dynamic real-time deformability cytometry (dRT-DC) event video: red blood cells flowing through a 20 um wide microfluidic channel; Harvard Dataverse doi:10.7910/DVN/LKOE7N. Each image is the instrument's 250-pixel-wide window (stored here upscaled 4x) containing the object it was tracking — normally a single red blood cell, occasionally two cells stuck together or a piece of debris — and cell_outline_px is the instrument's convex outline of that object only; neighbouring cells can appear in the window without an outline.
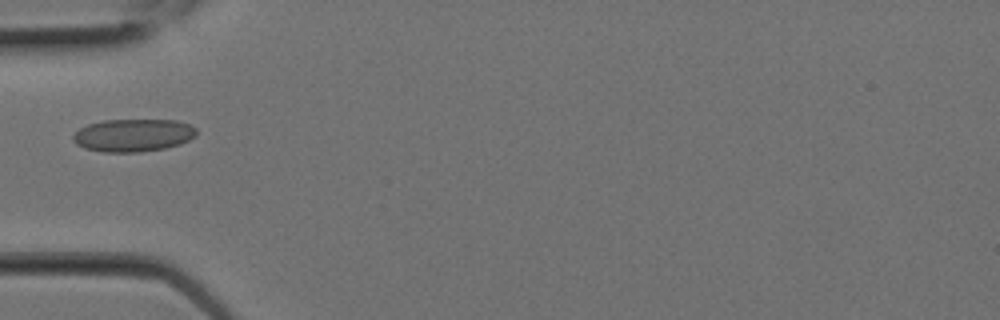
{"species": "Egyptian fruit bat (a non-hibernating species)", "species_latin": "Rousettus aegyptiacus", "temperature_condition": "room temperature", "stored_images_in_passage": 3, "camera_frame_rate_fps": 3000, "um_per_image_px": 0.085, "animal": {"sex": "female"}, "frame": {"image": 1, "passage_image": 1, "time_ms": 0.0, "image_size_px": [1000, 320], "cell_outline_px": [[196, 136], [180, 144], [164, 148], [140, 152], [104, 152], [84, 148], [76, 144], [72, 140], [72, 136], [80, 128], [88, 124], [104, 120], [176, 120], [188, 124], [196, 128]], "centroid_in_image_um": [11.31, 11.5], "position_along_channel_um": 73.7, "area_um2": 23.52}}
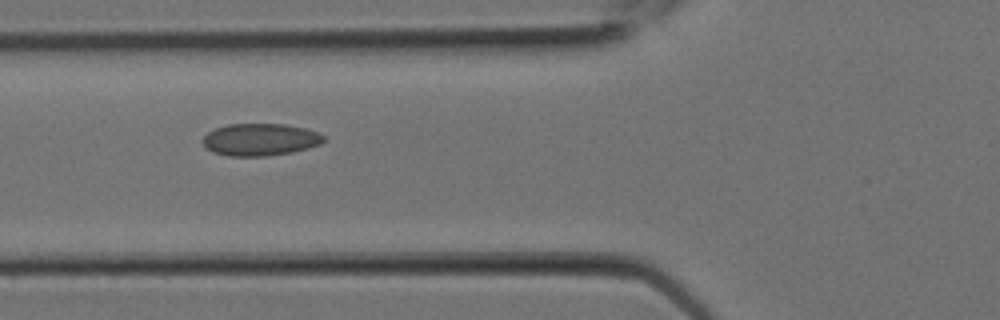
{"frame": {"image": 2, "passage_image": 2, "time_ms": 0.333, "image_size_px": [1000, 320], "cell_outline_px": [[324, 140], [320, 144], [308, 148], [292, 152], [264, 156], [228, 156], [212, 152], [204, 144], [204, 136], [208, 132], [216, 128], [228, 124], [284, 124], [304, 128], [316, 132], [324, 136]], "centroid_in_image_um": [22.11, 11.86], "position_along_channel_um": 103.7, "area_um2": 22.48}}
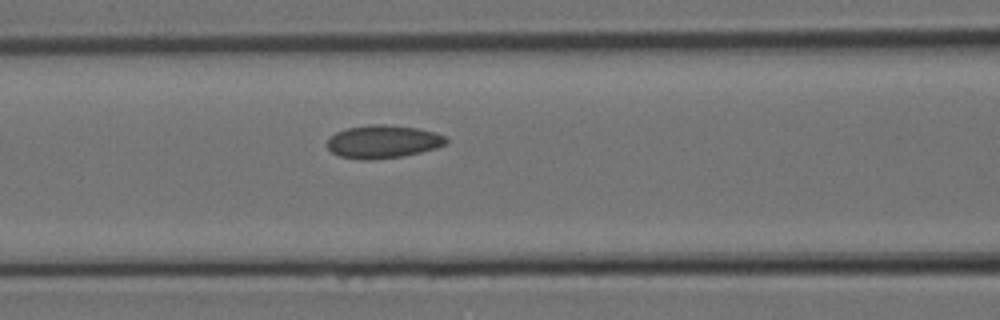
{"frame": {"image": 3, "passage_image": 3, "time_ms": 0.667, "image_size_px": [1000, 320], "cell_outline_px": [[448, 144], [436, 148], [404, 156], [368, 160], [360, 160], [340, 156], [332, 152], [328, 148], [328, 136], [336, 132], [348, 128], [368, 124], [384, 124], [416, 128], [436, 132], [444, 136], [448, 140]], "centroid_in_image_um": [32.56, 12.04], "position_along_channel_um": 134.0, "area_um2": 23.0}}